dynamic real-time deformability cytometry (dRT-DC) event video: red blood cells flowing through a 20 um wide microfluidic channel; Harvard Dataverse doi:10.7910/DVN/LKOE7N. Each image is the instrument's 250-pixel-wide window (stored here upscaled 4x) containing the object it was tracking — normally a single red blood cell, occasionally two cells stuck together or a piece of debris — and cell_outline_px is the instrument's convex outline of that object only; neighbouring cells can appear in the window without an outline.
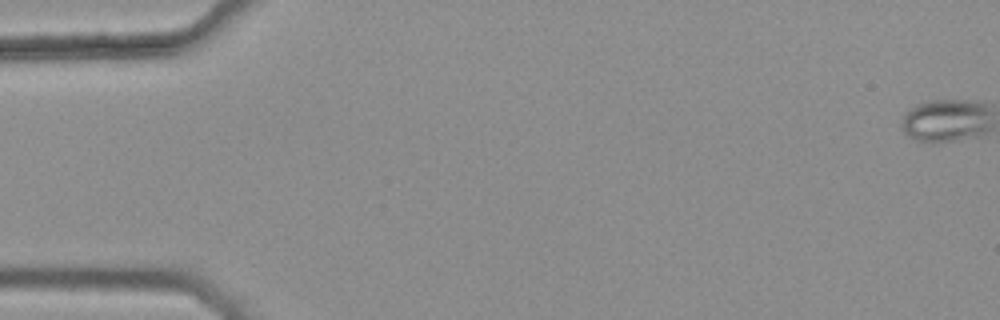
{"species": "common noctule bat (a hibernating species)", "species_latin": "Nyctalus noctula", "temperature_condition": "warm", "stored_images_in_passage": 50, "camera_frame_rate_fps": 3000, "um_per_image_px": 0.085, "animal": {"sex": "female", "body_mass_g": 25.1}, "frame": {"image": 1, "passage_image": 1, "time_ms": 0.0, "image_size_px": [1000, 320], "cell_outline_px": [[980, 112], [972, 128], [964, 132], [952, 136], [920, 136], [912, 132], [908, 128], [908, 116], [916, 108], [928, 104], [972, 104], [980, 108]], "centroid_in_image_um": [80.14, 10.15], "position_along_channel_um": 4.9, "area_um2": 14.16}}
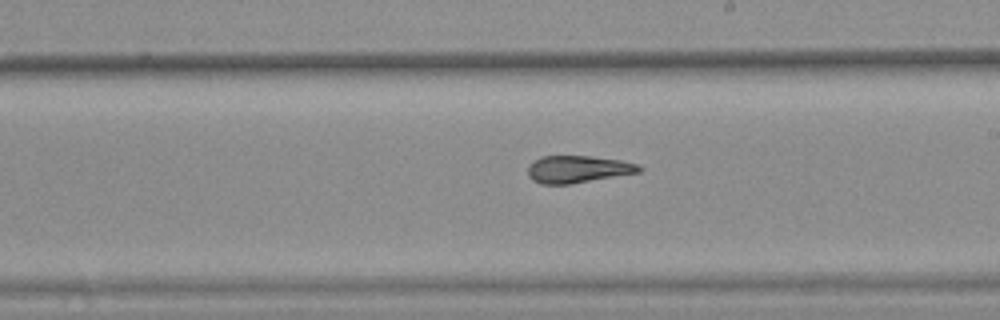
{"frame": {"image": 2, "passage_image": 33, "time_ms": 10.667, "image_size_px": [1000, 320], "cell_outline_px": [[640, 172], [568, 184], [544, 184], [536, 180], [528, 172], [528, 168], [536, 160], [544, 156], [588, 156], [616, 160], [636, 164], [640, 168]], "centroid_in_image_um": [49.12, 14.38], "position_along_channel_um": 239.9, "area_um2": 16.82}}
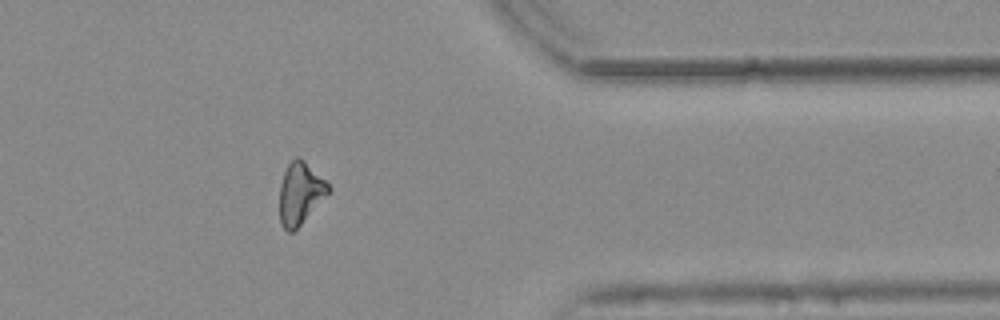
{"frame": {"image": 3, "passage_image": 46, "time_ms": 15.0, "image_size_px": [1000, 320], "cell_outline_px": [[328, 192], [300, 224], [292, 232], [288, 232], [284, 228], [280, 220], [280, 188], [284, 172], [288, 164], [292, 160], [300, 160], [324, 180], [328, 184]], "centroid_in_image_um": [25.46, 16.48], "position_along_channel_um": 385.9, "area_um2": 16.36}, "authors_computed_cell_mechanics": {"area_um2": 16.8198, "velocity_mm_per_s": 3.7383, "shape_relaxation_time_tau1_ms": null, "shape_relaxation_time_tau2_ms": 4.3043, "deformation_change_tau1": null, "deformation_change_tau2": 0.0979}}